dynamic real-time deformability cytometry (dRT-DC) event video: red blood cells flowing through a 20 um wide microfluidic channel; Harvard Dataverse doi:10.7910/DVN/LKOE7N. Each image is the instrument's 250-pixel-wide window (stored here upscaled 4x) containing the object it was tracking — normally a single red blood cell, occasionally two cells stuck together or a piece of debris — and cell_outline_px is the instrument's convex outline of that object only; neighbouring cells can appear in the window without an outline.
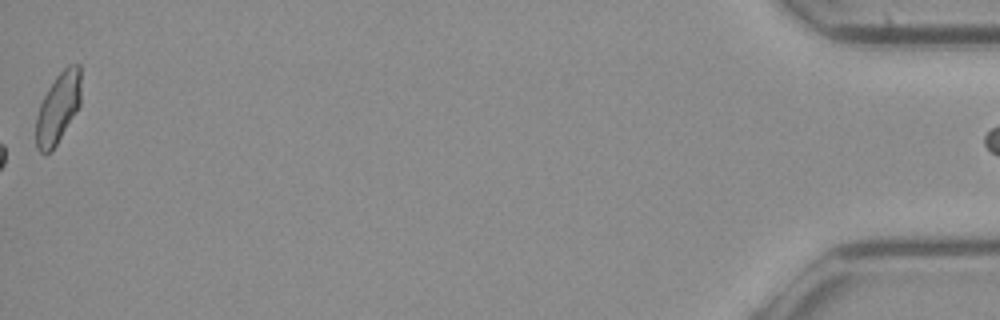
{"species": "common noctule bat (a hibernating species)", "species_latin": "Nyctalus noctula", "temperature_condition": "cold", "stored_images_in_passage": 46, "camera_frame_rate_fps": 3000, "um_per_image_px": 0.085, "animal": {"sex": "female", "body_mass_g": 21.9}, "frame": {"image": 1, "passage_image": 46, "time_ms": 15.0, "image_size_px": [1000, 320], "cell_outline_px": [[80, 104], [76, 112], [56, 144], [44, 156], [36, 148], [36, 116], [40, 104], [48, 88], [56, 76], [68, 64], [80, 64]], "centroid_in_image_um": [4.92, 9.16], "position_along_channel_um": 430.3, "area_um2": 18.32}}